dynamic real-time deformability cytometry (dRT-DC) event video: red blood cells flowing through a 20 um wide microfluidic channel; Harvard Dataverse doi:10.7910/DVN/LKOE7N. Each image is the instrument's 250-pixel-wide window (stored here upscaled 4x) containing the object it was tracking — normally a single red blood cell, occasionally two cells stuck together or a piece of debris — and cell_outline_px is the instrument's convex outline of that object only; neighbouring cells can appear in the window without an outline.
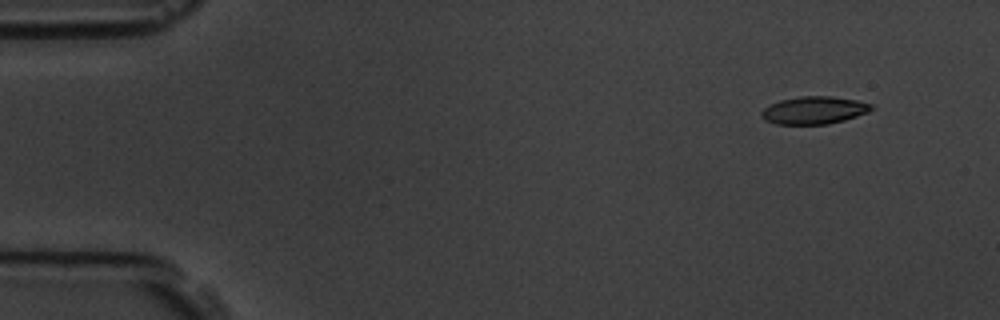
{"species": "common noctule bat (a hibernating species)", "species_latin": "Nyctalus noctula", "temperature_condition": "room temperature", "stored_images_in_passage": 5, "camera_frame_rate_fps": 3000, "um_per_image_px": 0.085, "animal": {"sex": "male", "body_mass_g": 19.5, "forearm_length_mm": 54.6}, "frame": {"image": 1, "passage_image": 2, "time_ms": 1.333, "image_size_px": [1000, 320], "cell_outline_px": [[872, 108], [868, 112], [844, 120], [828, 124], [776, 124], [764, 120], [760, 116], [760, 112], [764, 108], [780, 100], [800, 96], [832, 96], [856, 100], [872, 104]], "centroid_in_image_um": [69.17, 9.37], "position_along_channel_um": 15.8, "area_um2": 17.63}}
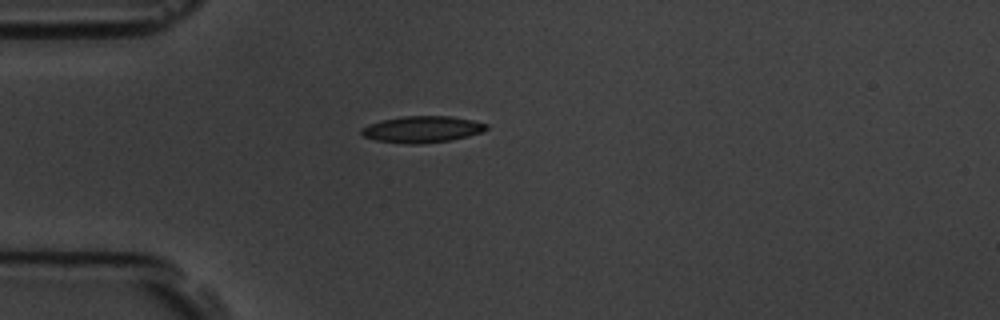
{"frame": {"image": 2, "passage_image": 5, "time_ms": 4.667, "image_size_px": [1000, 320], "cell_outline_px": [[488, 128], [484, 132], [468, 136], [448, 140], [420, 144], [408, 144], [376, 140], [364, 136], [360, 132], [360, 128], [368, 124], [384, 120], [404, 116], [452, 116], [472, 120], [488, 124]], "centroid_in_image_um": [35.9, 10.99], "position_along_channel_um": 49.1, "area_um2": 19.25}}